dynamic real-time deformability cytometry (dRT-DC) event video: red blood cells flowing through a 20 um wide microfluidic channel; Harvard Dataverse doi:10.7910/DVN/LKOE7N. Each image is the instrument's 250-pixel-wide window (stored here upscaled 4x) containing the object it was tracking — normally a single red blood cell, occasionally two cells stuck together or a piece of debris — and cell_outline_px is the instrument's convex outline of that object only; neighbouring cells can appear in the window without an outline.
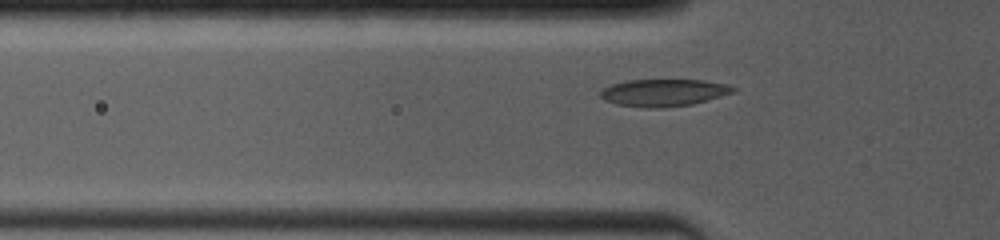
{"species": "common noctule bat (a hibernating species)", "species_latin": "Nyctalus noctula", "temperature_condition": "room temperature", "stored_images_in_passage": 43, "camera_frame_rate_fps": 4000, "um_per_image_px": 0.085, "animal": {"sex": "female", "body_mass_g": 19.0, "forearm_length_mm": 53.3}, "frame": {"image": 1, "passage_image": 12, "time_ms": 2.25, "image_size_px": [1000, 240], "cell_outline_px": [[736, 92], [692, 104], [664, 108], [644, 108], [616, 104], [604, 100], [600, 96], [600, 92], [604, 88], [612, 84], [628, 80], [704, 80], [728, 84], [736, 88]], "centroid_in_image_um": [56.43, 7.88], "position_along_channel_um": 69.4, "area_um2": 21.15}}
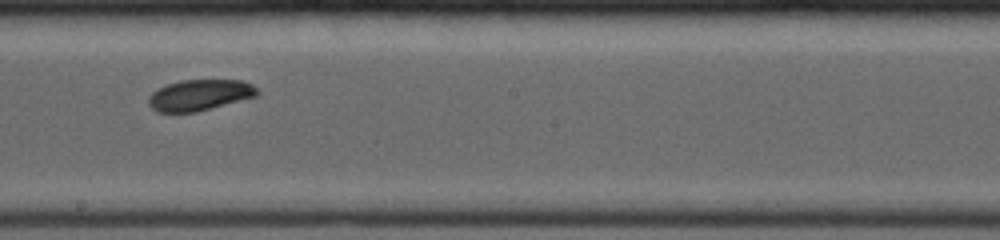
{"frame": {"image": 2, "passage_image": 25, "time_ms": 6.25, "image_size_px": [1000, 240], "cell_outline_px": [[260, 92], [256, 96], [196, 112], [156, 112], [148, 104], [148, 96], [152, 92], [168, 84], [180, 80], [244, 80], [252, 84]], "centroid_in_image_um": [16.96, 8.07], "position_along_channel_um": 231.2, "area_um2": 19.59}}
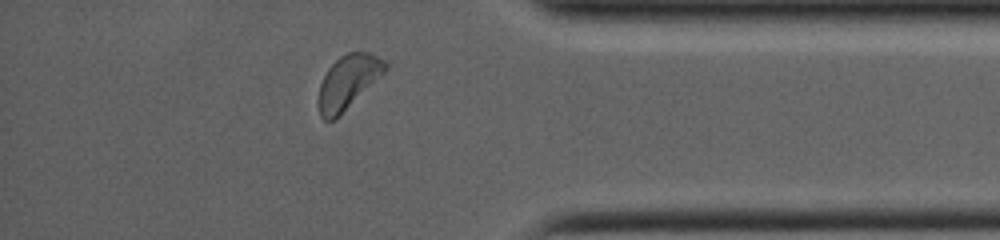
{"frame": {"image": 3, "passage_image": 39, "time_ms": 10.75, "image_size_px": [1000, 240], "cell_outline_px": [[388, 68], [336, 120], [324, 120], [320, 116], [320, 84], [328, 68], [340, 56], [348, 52], [368, 52], [384, 60], [388, 64]], "centroid_in_image_um": [29.59, 6.96], "position_along_channel_um": 405.6, "area_um2": 20.46}, "authors_computed_cell_mechanics": {"area_um2": 19.8832, "velocity_mm_per_s": 4.0607, "shape_relaxation_time_tau1_ms": 2.7904, "shape_relaxation_time_tau2_ms": null, "deformation_change_tau1": 0.1015, "deformation_change_tau2": null}}